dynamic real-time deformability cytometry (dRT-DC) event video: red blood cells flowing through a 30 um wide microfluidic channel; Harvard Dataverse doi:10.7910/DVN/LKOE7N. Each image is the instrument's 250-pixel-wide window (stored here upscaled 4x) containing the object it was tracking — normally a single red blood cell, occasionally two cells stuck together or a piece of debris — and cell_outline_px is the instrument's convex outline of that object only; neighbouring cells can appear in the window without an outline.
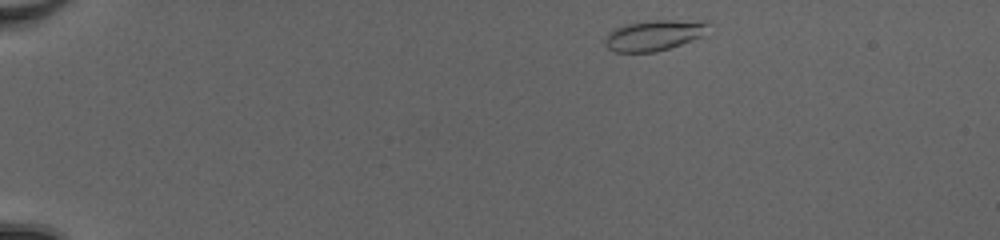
{"species": "common noctule bat (a hibernating species)", "species_latin": "Nyctalus noctula", "temperature_condition": "cold", "stored_images_in_passage": 43, "camera_frame_rate_fps": 3000, "um_per_image_px": 0.085, "animal": {"sex": "female", "body_mass_g": 20.0, "forearm_length_mm": 54.0}, "frame": {"image": 1, "passage_image": 1, "time_ms": 0.0, "image_size_px": [1000, 240], "cell_outline_px": [[712, 20], [700, 36], [680, 44], [656, 52], [616, 52], [608, 48], [604, 44], [604, 40], [608, 32], [624, 24], [648, 20]], "centroid_in_image_um": [55.56, 2.98], "position_along_channel_um": 29.4, "area_um2": 18.44}}
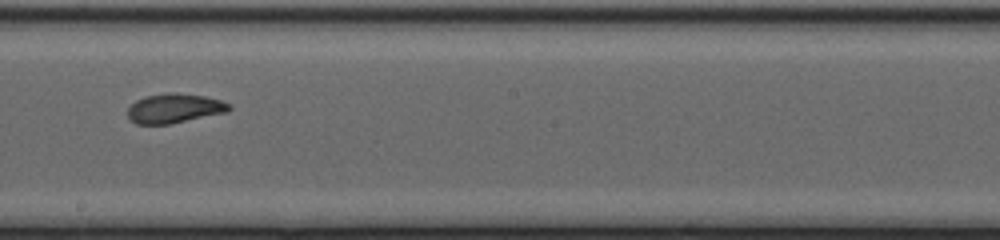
{"frame": {"image": 2, "passage_image": 23, "time_ms": 7.333, "image_size_px": [1000, 240], "cell_outline_px": [[232, 108], [228, 112], [168, 124], [136, 124], [128, 116], [128, 108], [136, 100], [144, 96], [172, 92], [176, 92], [204, 96], [220, 100], [232, 104]], "centroid_in_image_um": [14.85, 9.2], "position_along_channel_um": 233.4, "area_um2": 17.4}}
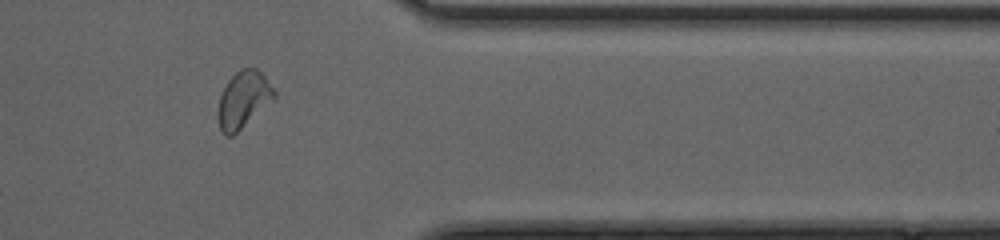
{"frame": {"image": 3, "passage_image": 35, "time_ms": 11.333, "image_size_px": [1000, 240], "cell_outline_px": [[276, 96], [272, 100], [232, 136], [224, 136], [220, 132], [216, 116], [216, 112], [220, 96], [228, 80], [240, 68], [256, 68], [264, 76], [276, 92]], "centroid_in_image_um": [20.63, 8.48], "position_along_channel_um": 390.8, "area_um2": 18.44}, "authors_computed_cell_mechanics": {"area_um2": 17.8024, "velocity_mm_per_s": 4.1356, "shape_relaxation_time_tau1_ms": null, "shape_relaxation_time_tau2_ms": 1.2667, "deformation_change_tau1": null, "deformation_change_tau2": 0.0754}}